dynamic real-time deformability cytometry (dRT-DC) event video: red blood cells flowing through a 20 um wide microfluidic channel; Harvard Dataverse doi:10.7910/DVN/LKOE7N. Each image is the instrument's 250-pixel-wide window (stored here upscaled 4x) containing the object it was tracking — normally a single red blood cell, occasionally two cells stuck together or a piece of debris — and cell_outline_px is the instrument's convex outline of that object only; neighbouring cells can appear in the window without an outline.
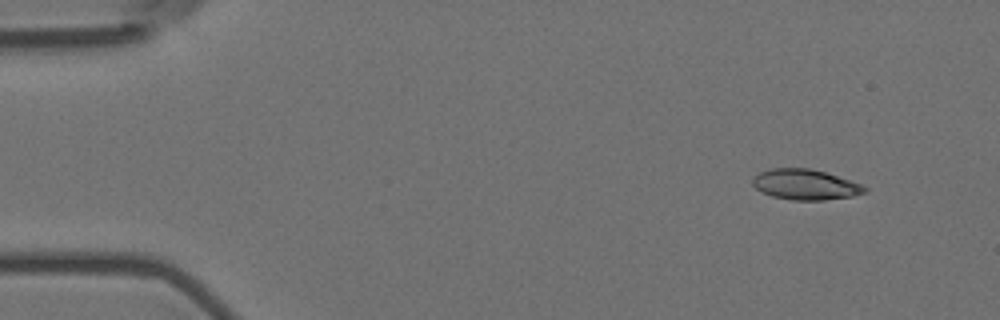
{"species": "Egyptian fruit bat (a non-hibernating species)", "species_latin": "Rousettus aegyptiacus", "temperature_condition": "room temperature", "stored_images_in_passage": 4, "camera_frame_rate_fps": 3000, "um_per_image_px": 0.085, "animal": {"sex": "female"}, "frame": {"image": 1, "passage_image": 1, "time_ms": 0.0, "image_size_px": [1000, 320], "cell_outline_px": [[868, 192], [852, 196], [824, 200], [792, 200], [772, 196], [760, 192], [752, 184], [752, 180], [760, 172], [768, 168], [808, 168], [824, 172], [860, 184], [868, 188]], "centroid_in_image_um": [68.43, 15.69], "position_along_channel_um": 16.6, "area_um2": 19.77}}
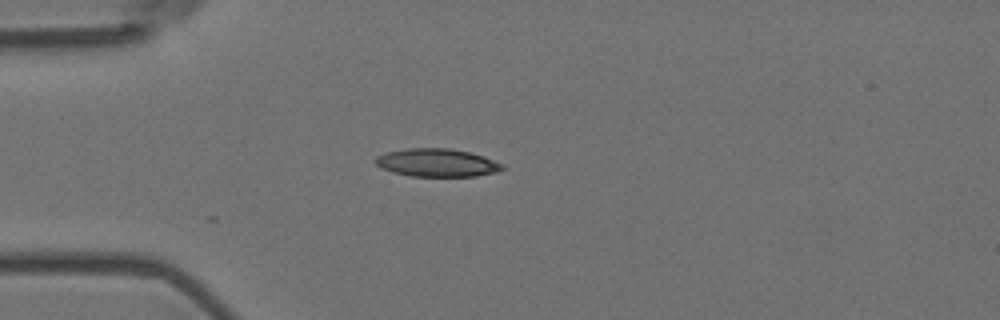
{"frame": {"image": 2, "passage_image": 4, "time_ms": 1.0, "image_size_px": [1000, 320], "cell_outline_px": [[504, 168], [496, 172], [476, 176], [412, 176], [392, 172], [380, 168], [376, 164], [376, 156], [388, 152], [408, 148], [448, 148], [468, 152], [484, 156], [504, 164]], "centroid_in_image_um": [37.15, 13.83], "position_along_channel_um": 47.8, "area_um2": 20.63}}